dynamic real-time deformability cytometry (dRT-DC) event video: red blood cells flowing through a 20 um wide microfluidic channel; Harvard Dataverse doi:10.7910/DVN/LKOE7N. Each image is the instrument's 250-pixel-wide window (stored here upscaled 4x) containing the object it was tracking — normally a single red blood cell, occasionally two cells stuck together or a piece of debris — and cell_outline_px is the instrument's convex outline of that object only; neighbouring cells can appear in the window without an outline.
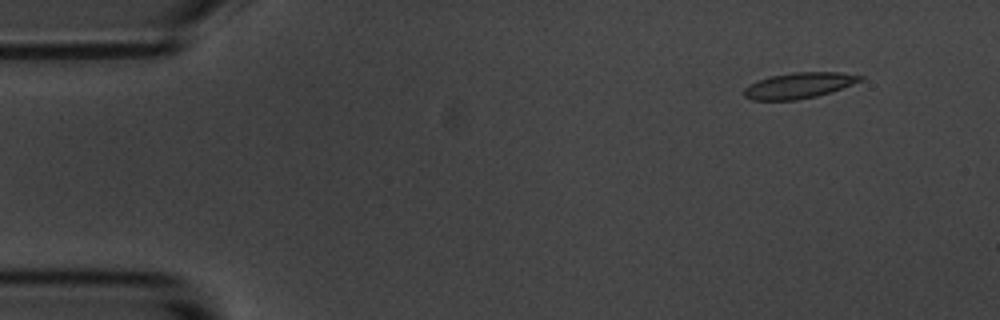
{"species": "common noctule bat (a hibernating species)", "species_latin": "Nyctalus noctula", "temperature_condition": "room temperature", "stored_images_in_passage": 5, "camera_frame_rate_fps": 3000, "um_per_image_px": 0.085, "animal": {"sex": "male", "body_mass_g": 20.1, "forearm_length_mm": 53.5}, "frame": {"image": 1, "passage_image": 2, "time_ms": 1.0, "image_size_px": [1000, 320], "cell_outline_px": [[864, 80], [832, 92], [816, 96], [796, 100], [752, 100], [744, 96], [744, 88], [760, 80], [772, 76], [792, 72], [836, 72], [864, 76]], "centroid_in_image_um": [67.95, 7.27], "position_along_channel_um": 17.0, "area_um2": 17.34}}
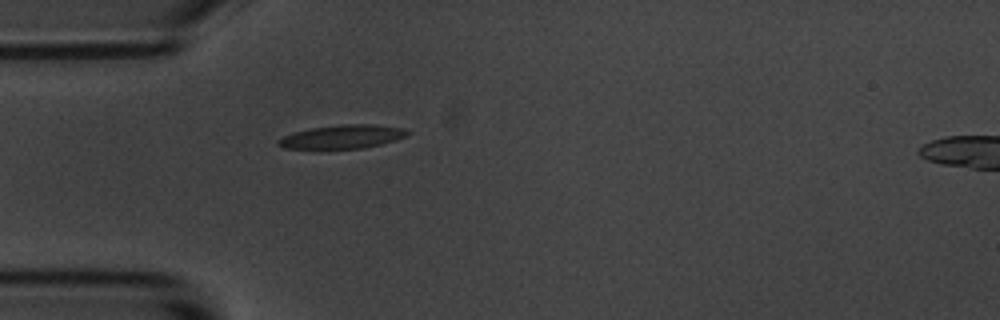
{"frame": {"image": 2, "passage_image": 5, "time_ms": 4.667, "image_size_px": [1000, 320], "cell_outline_px": [[408, 132], [404, 136], [396, 140], [364, 148], [320, 152], [284, 148], [276, 144], [276, 140], [284, 136], [296, 132], [312, 128], [344, 124], [372, 124], [404, 128]], "centroid_in_image_um": [28.99, 11.68], "position_along_channel_um": 56.0, "area_um2": 18.55}}